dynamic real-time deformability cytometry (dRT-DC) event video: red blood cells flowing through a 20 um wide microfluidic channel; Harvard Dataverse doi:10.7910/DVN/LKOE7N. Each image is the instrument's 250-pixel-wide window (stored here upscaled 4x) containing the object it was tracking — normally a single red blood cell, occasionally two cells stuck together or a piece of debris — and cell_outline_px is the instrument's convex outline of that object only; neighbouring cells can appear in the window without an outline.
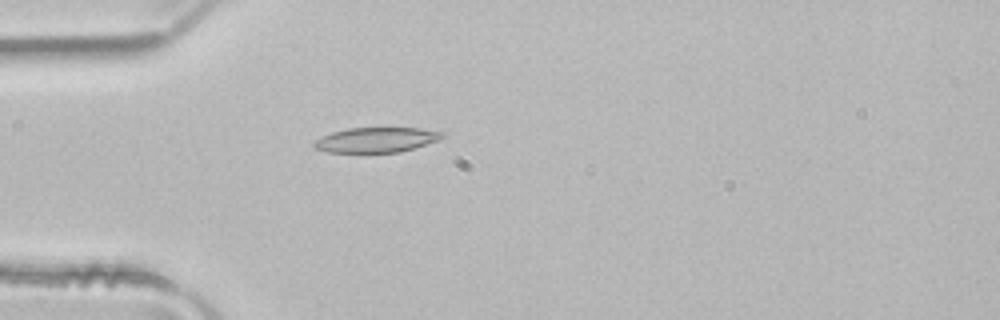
{"species": "common noctule bat (a hibernating species)", "species_latin": "Nyctalus noctula", "temperature_condition": "room temperature", "stored_images_in_passage": 39, "camera_frame_rate_fps": 3000, "um_per_image_px": 0.085, "animal": {"sex": "male", "body_mass_g": 21.5, "forearm_length_mm": 52.0}, "frame": {"image": 1, "passage_image": 3, "time_ms": 0.667, "image_size_px": [1000, 320], "cell_outline_px": [[448, 136], [440, 140], [400, 152], [328, 152], [316, 148], [312, 144], [320, 136], [332, 132], [348, 128], [420, 128], [444, 132]], "centroid_in_image_um": [32.03, 11.88], "position_along_channel_um": 53.0, "area_um2": 18.73}}
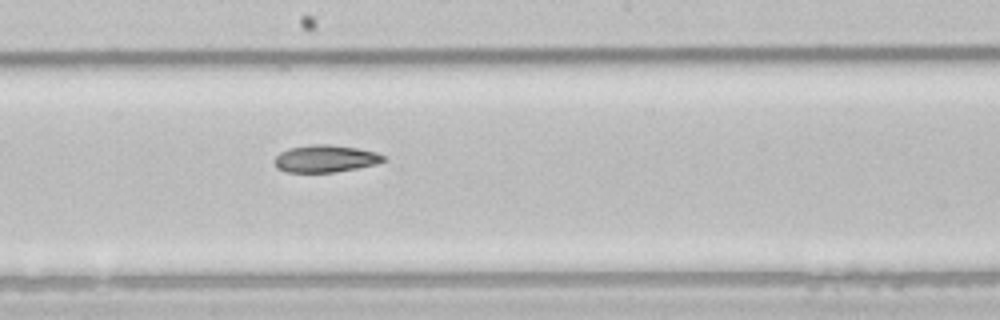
{"frame": {"image": 2, "passage_image": 16, "time_ms": 5.0, "image_size_px": [1000, 320], "cell_outline_px": [[388, 160], [376, 164], [336, 172], [284, 172], [276, 168], [272, 160], [280, 152], [288, 148], [312, 144], [328, 144], [356, 148], [376, 152], [384, 156]], "centroid_in_image_um": [27.62, 13.49], "position_along_channel_um": 220.6, "area_um2": 17.46}}
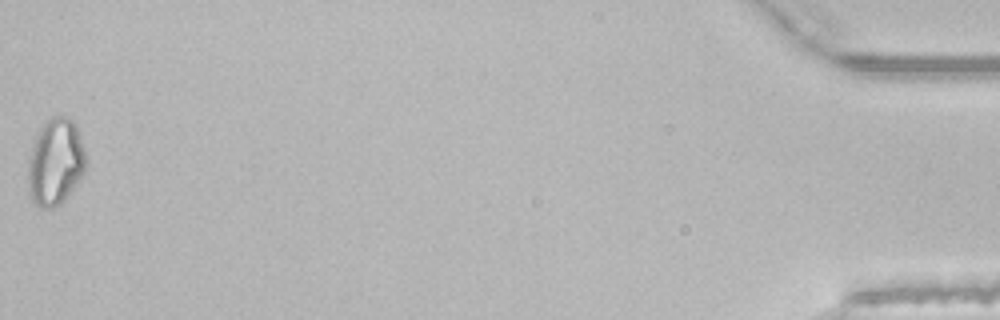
{"frame": {"image": 3, "passage_image": 39, "time_ms": 12.667, "image_size_px": [1000, 320], "cell_outline_px": [[84, 172], [76, 184], [64, 200], [52, 208], [40, 208], [32, 200], [28, 192], [28, 160], [36, 136], [40, 128], [52, 116], [68, 116], [76, 124], [84, 148]], "centroid_in_image_um": [4.69, 13.77], "position_along_channel_um": 430.5, "area_um2": 28.96}, "authors_computed_cell_mechanics": {"area_um2": 18.496, "velocity_mm_per_s": 4.0482, "shape_relaxation_time_tau1_ms": 5.0176, "shape_relaxation_time_tau2_ms": null, "deformation_change_tau1": 0.1272, "deformation_change_tau2": null}}